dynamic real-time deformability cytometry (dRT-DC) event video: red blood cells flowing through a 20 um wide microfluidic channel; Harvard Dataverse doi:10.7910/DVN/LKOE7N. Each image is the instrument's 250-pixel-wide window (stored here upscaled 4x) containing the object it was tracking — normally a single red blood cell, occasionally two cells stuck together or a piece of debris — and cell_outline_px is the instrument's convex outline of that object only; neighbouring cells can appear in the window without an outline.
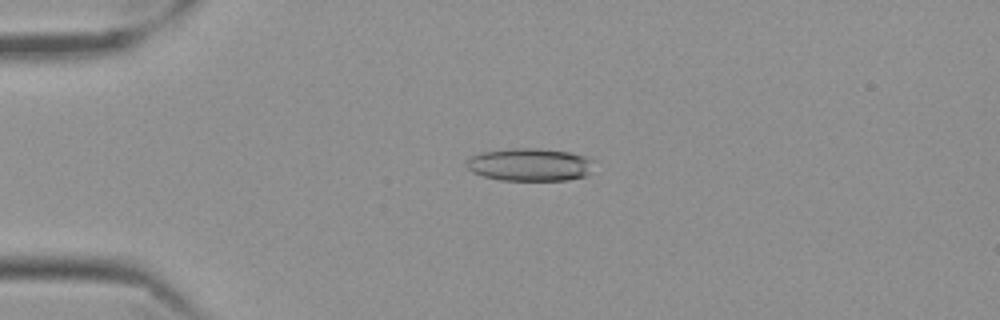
{"species": "Egyptian fruit bat (a non-hibernating species)", "species_latin": "Rousettus aegyptiacus", "temperature_condition": "cold", "stored_images_in_passage": 48, "camera_frame_rate_fps": 3000, "um_per_image_px": 0.085, "frame": {"image": 1, "passage_image": 14, "time_ms": 4.333, "image_size_px": [1000, 320], "cell_outline_px": [[592, 160], [588, 172], [584, 176], [568, 180], [500, 180], [484, 176], [472, 172], [464, 164], [472, 156], [480, 152], [512, 148], [540, 148], [568, 152], [584, 156]], "centroid_in_image_um": [44.97, 13.99], "position_along_channel_um": 40.0, "area_um2": 24.16}}
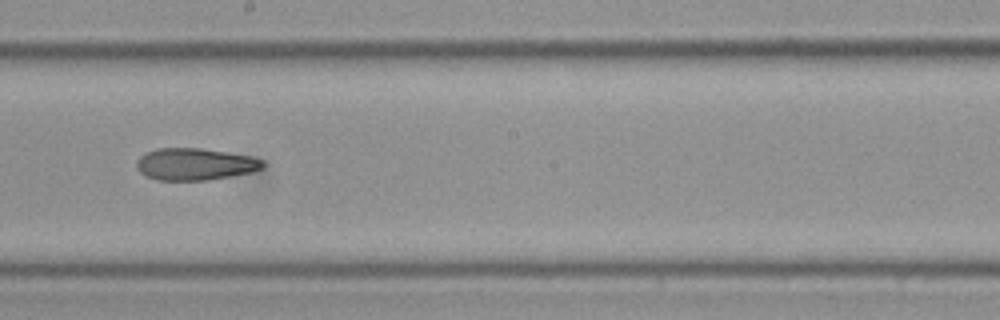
{"frame": {"image": 2, "passage_image": 33, "time_ms": 10.667, "image_size_px": [1000, 320], "cell_outline_px": [[264, 168], [252, 172], [208, 180], [156, 180], [144, 176], [136, 168], [136, 160], [144, 152], [156, 148], [200, 148], [252, 156], [264, 160]], "centroid_in_image_um": [16.55, 13.95], "position_along_channel_um": 231.7, "area_um2": 23.81}}
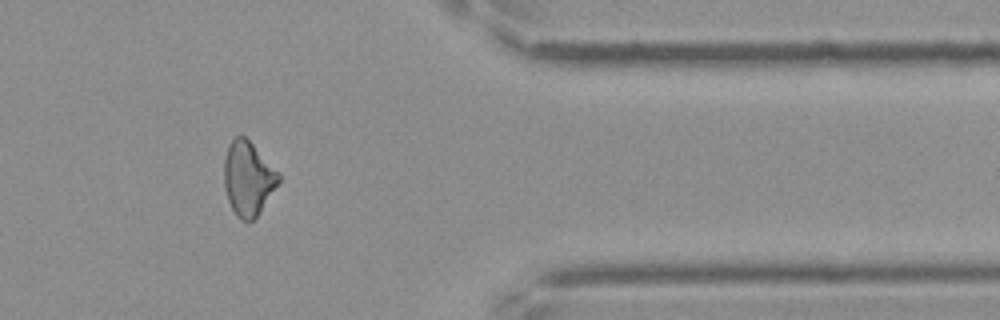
{"frame": {"image": 3, "passage_image": 48, "time_ms": 15.667, "image_size_px": [1000, 320], "cell_outline_px": [[280, 180], [256, 216], [252, 220], [240, 220], [236, 216], [228, 200], [224, 184], [224, 160], [228, 144], [236, 136], [244, 136], [280, 172]], "centroid_in_image_um": [21.07, 15.15], "position_along_channel_um": 390.3, "area_um2": 23.18}, "authors_computed_cell_mechanics": {"area_um2": 24.0448, "velocity_mm_per_s": 3.5377, "shape_relaxation_time_tau1_ms": null, "shape_relaxation_time_tau2_ms": 4.718, "deformation_change_tau1": null, "deformation_change_tau2": 0.1484}}